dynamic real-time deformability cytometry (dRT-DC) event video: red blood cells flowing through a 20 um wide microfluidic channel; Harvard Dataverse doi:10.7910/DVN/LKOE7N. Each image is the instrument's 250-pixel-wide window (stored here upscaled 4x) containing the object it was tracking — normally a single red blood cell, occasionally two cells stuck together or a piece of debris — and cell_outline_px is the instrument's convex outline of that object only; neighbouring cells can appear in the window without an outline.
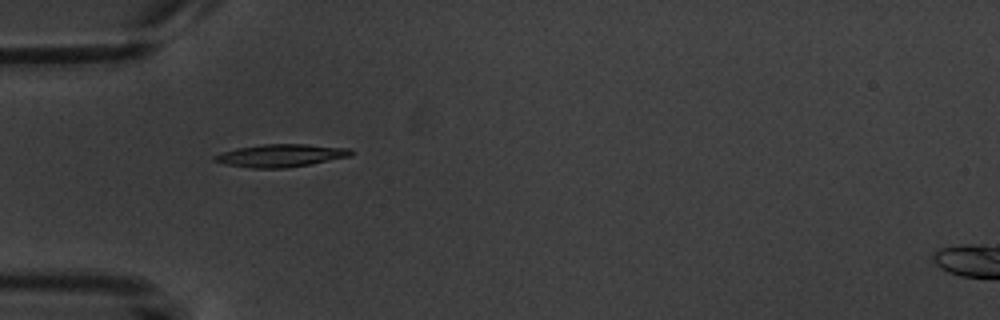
{"species": "common noctule bat (a hibernating species)", "species_latin": "Nyctalus noctula", "temperature_condition": "warm", "stored_images_in_passage": 4, "camera_frame_rate_fps": 3000, "um_per_image_px": 0.085, "animal": {"sex": "male", "body_mass_g": 20.1, "forearm_length_mm": 53.5}, "frame": {"image": 1, "passage_image": 3, "time_ms": 2.333, "image_size_px": [1000, 320], "cell_outline_px": [[352, 156], [288, 168], [252, 168], [224, 164], [212, 160], [212, 156], [236, 148], [264, 144], [304, 144], [348, 148], [352, 152]], "centroid_in_image_um": [23.84, 13.22], "position_along_channel_um": 61.2, "area_um2": 17.98}}